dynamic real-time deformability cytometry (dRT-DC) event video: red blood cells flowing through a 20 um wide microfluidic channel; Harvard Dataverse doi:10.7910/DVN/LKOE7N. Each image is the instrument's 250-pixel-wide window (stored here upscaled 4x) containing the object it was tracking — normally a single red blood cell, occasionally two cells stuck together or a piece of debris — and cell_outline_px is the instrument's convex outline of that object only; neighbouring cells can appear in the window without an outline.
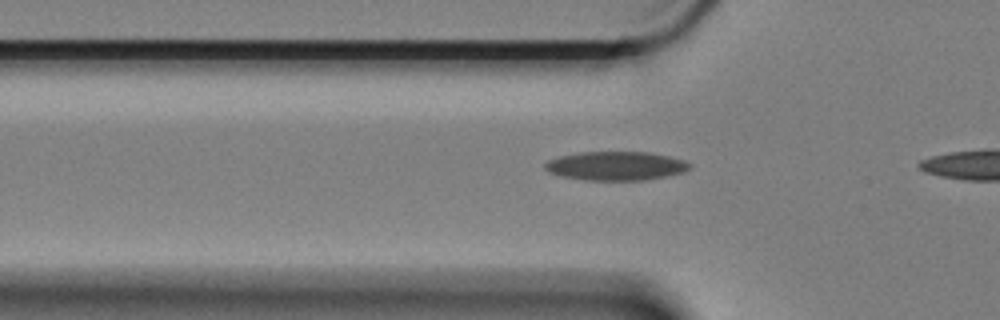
{"species": "Egyptian fruit bat (a non-hibernating species)", "species_latin": "Rousettus aegyptiacus", "temperature_condition": "cold", "stored_images_in_passage": 9, "camera_frame_rate_fps": 3000, "um_per_image_px": 0.085, "animal": {"sex": "female"}, "frame": {"image": 1, "passage_image": 7, "time_ms": 2.0, "image_size_px": [1000, 320], "cell_outline_px": [[692, 168], [684, 172], [644, 180], [588, 180], [560, 176], [548, 172], [544, 168], [544, 164], [548, 160], [560, 156], [580, 152], [648, 152], [668, 156], [684, 160], [692, 164]], "centroid_in_image_um": [52.35, 14.1], "position_along_channel_um": 73.5, "area_um2": 24.33}}